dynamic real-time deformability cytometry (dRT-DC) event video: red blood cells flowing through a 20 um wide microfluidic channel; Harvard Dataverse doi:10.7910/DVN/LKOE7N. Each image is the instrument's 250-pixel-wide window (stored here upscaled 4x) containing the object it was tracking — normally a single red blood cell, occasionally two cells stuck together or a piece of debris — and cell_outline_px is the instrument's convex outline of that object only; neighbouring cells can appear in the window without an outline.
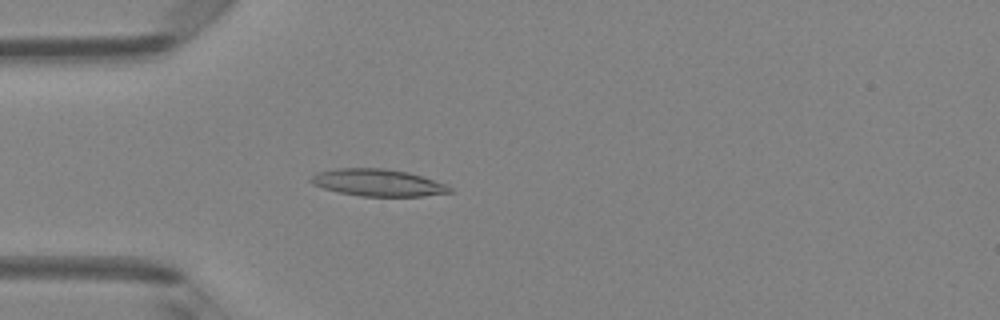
{"species": "Egyptian fruit bat (a non-hibernating species)", "species_latin": "Rousettus aegyptiacus", "temperature_condition": "room temperature", "stored_images_in_passage": 47, "camera_frame_rate_fps": 3000, "um_per_image_px": 0.085, "animal": {"sex": "female"}, "frame": {"image": 1, "passage_image": 13, "time_ms": 4.0, "image_size_px": [1000, 320], "cell_outline_px": [[452, 192], [424, 196], [360, 196], [340, 192], [324, 188], [312, 184], [308, 180], [316, 172], [336, 168], [384, 168], [408, 172], [448, 184], [452, 188]], "centroid_in_image_um": [32.13, 15.52], "position_along_channel_um": 52.9, "area_um2": 21.96}}
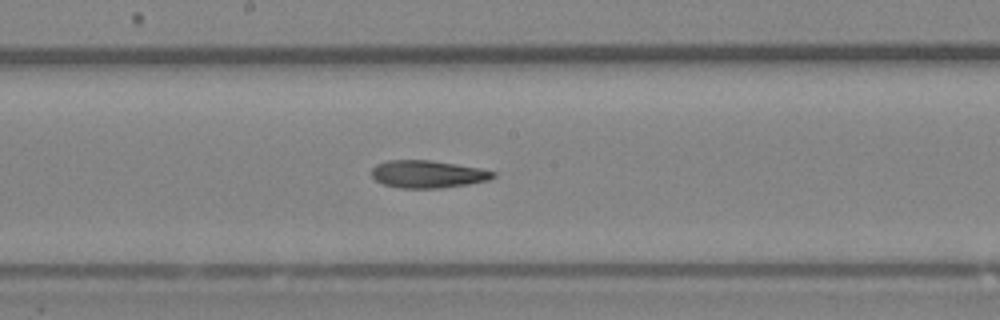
{"frame": {"image": 2, "passage_image": 25, "time_ms": 8.0, "image_size_px": [1000, 320], "cell_outline_px": [[496, 176], [488, 180], [468, 184], [444, 188], [400, 188], [384, 184], [376, 180], [372, 176], [372, 168], [376, 164], [384, 160], [432, 160], [480, 168], [496, 172]], "centroid_in_image_um": [36.36, 14.79], "position_along_channel_um": 211.8, "area_um2": 19.59}}
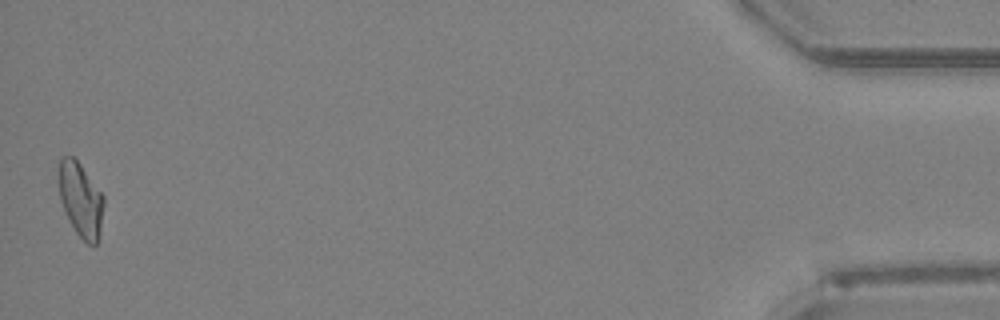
{"frame": {"image": 3, "passage_image": 47, "time_ms": 15.333, "image_size_px": [1000, 320], "cell_outline_px": [[104, 204], [100, 228], [96, 244], [88, 244], [76, 232], [60, 200], [60, 160], [64, 156], [72, 156], [80, 164], [104, 196]], "centroid_in_image_um": [6.88, 16.97], "position_along_channel_um": 428.3, "area_um2": 18.73}, "authors_computed_cell_mechanics": {"area_um2": 19.941, "velocity_mm_per_s": 4.1978, "shape_relaxation_time_tau1_ms": null, "shape_relaxation_time_tau2_ms": 4.1321, "deformation_change_tau1": null, "deformation_change_tau2": 0.1333}}